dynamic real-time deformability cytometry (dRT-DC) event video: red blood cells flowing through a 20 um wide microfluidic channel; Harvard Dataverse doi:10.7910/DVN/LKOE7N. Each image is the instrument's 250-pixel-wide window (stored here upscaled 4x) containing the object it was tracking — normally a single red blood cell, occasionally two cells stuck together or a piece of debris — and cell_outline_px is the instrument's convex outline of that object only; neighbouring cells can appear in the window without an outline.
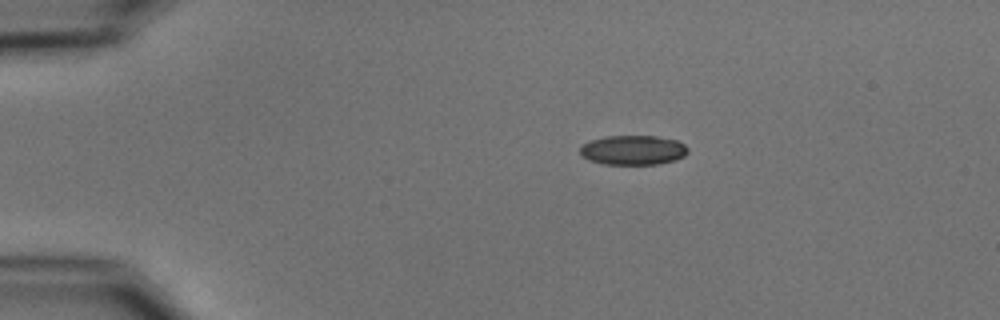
{"species": "common noctule bat (a hibernating species)", "species_latin": "Nyctalus noctula", "temperature_condition": "cold", "stored_images_in_passage": 4, "camera_frame_rate_fps": 3000, "um_per_image_px": 0.085, "animal": {"sex": "male", "body_mass_g": 15.6}, "frame": {"image": 1, "passage_image": 3, "time_ms": 2.333, "image_size_px": [1000, 320], "cell_outline_px": [[688, 152], [684, 156], [676, 160], [656, 164], [604, 164], [588, 160], [580, 156], [580, 144], [604, 136], [656, 136], [676, 140], [684, 144], [688, 148]], "centroid_in_image_um": [53.78, 12.76], "position_along_channel_um": 31.2, "area_um2": 18.73}}